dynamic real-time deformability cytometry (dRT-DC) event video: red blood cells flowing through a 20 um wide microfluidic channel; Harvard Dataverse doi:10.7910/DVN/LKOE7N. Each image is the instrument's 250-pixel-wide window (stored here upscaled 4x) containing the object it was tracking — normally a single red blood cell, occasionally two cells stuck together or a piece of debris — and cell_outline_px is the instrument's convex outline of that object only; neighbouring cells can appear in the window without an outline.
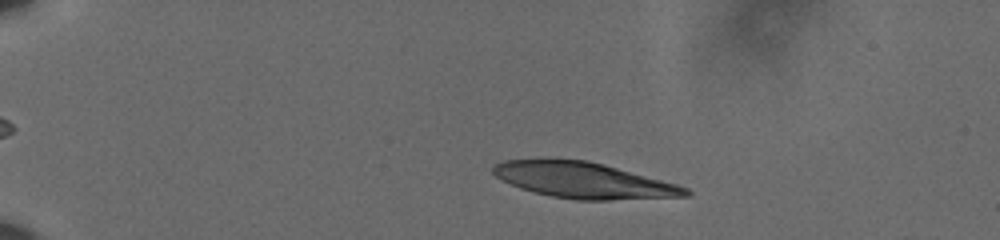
{"species": "human", "species_latin": "Homo sapiens", "temperature_condition": "cold", "stored_images_in_passage": 54, "camera_frame_rate_fps": 3000, "um_per_image_px": 0.085, "donor": {"sex": "male"}, "frame": {"image": 1, "passage_image": 9, "time_ms": 2.667, "image_size_px": [1000, 240], "cell_outline_px": [[692, 192], [688, 196], [608, 200], [576, 200], [552, 196], [520, 188], [496, 176], [492, 172], [492, 168], [496, 164], [504, 160], [584, 160], [604, 164], [676, 184], [688, 188]], "centroid_in_image_um": [49.65, 15.34], "position_along_channel_um": 35.4, "area_um2": 39.42}}
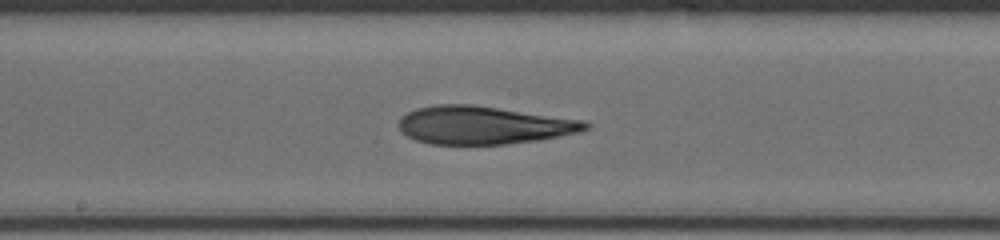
{"frame": {"image": 2, "passage_image": 30, "time_ms": 9.667, "image_size_px": [1000, 240], "cell_outline_px": [[592, 124], [588, 128], [580, 132], [540, 140], [504, 144], [428, 144], [416, 140], [400, 132], [400, 116], [416, 108], [436, 104], [472, 104], [584, 120]], "centroid_in_image_um": [41.1, 10.64], "position_along_channel_um": 207.1, "area_um2": 41.5}}
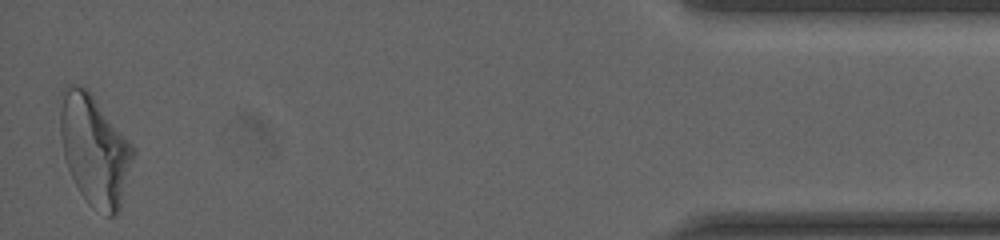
{"frame": {"image": 3, "passage_image": 54, "time_ms": 17.667, "image_size_px": [1000, 240], "cell_outline_px": [[136, 152], [120, 208], [112, 216], [108, 216], [88, 204], [80, 192], [68, 168], [64, 156], [60, 136], [60, 92], [64, 84], [72, 84], [84, 88], [92, 96], [136, 148]], "centroid_in_image_um": [8.03, 12.74], "position_along_channel_um": 427.2, "area_um2": 46.64}, "authors_computed_cell_mechanics": {"area_um2": 41.2692, "velocity_mm_per_s": 3.6011, "shape_relaxation_time_tau1_ms": 11.1527, "shape_relaxation_time_tau2_ms": 4.6132, "deformation_change_tau1": 0.3062, "deformation_change_tau2": 0.1509}}